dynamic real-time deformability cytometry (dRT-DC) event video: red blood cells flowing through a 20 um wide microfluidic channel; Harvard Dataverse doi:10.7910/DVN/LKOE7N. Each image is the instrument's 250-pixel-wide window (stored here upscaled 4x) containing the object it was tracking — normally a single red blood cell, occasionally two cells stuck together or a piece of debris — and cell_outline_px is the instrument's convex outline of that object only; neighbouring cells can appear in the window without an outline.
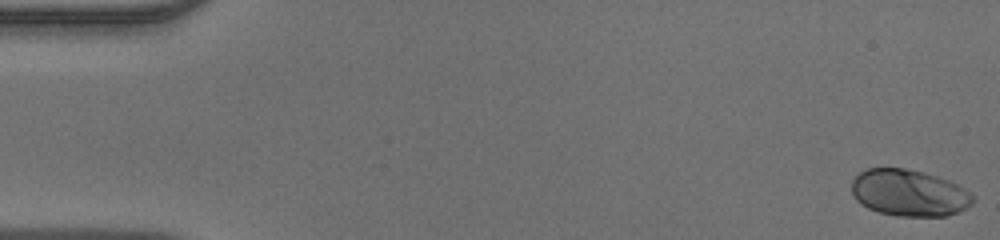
{"species": "human", "species_latin": "Homo sapiens", "temperature_condition": "warm", "stored_images_in_passage": 49, "camera_frame_rate_fps": 3000, "um_per_image_px": 0.085, "donor": {"sex": "male"}, "frame": {"image": 1, "passage_image": 1, "time_ms": 0.0, "image_size_px": [1000, 240], "cell_outline_px": [[976, 200], [972, 204], [960, 212], [944, 216], [896, 216], [880, 212], [868, 208], [860, 204], [852, 196], [852, 180], [860, 172], [868, 168], [904, 168], [924, 172], [948, 180], [964, 188]], "centroid_in_image_um": [77.26, 16.4], "position_along_channel_um": 7.7, "area_um2": 33.06}}
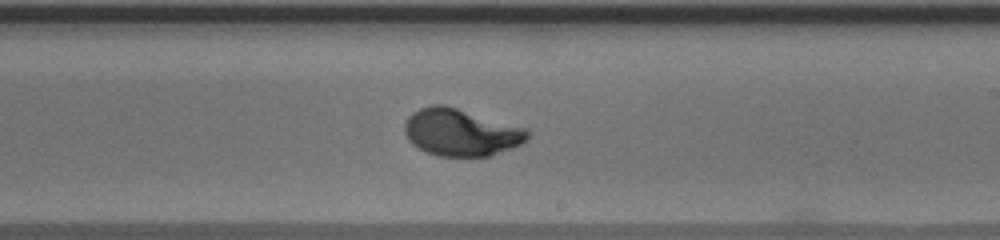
{"frame": {"image": 2, "passage_image": 29, "time_ms": 9.333, "image_size_px": [1000, 240], "cell_outline_px": [[528, 140], [520, 144], [492, 156], [436, 156], [412, 144], [408, 140], [404, 132], [404, 124], [408, 116], [412, 112], [420, 108], [432, 104], [444, 104], [528, 128]], "centroid_in_image_um": [39.17, 11.24], "position_along_channel_um": 249.8, "area_um2": 33.99}}
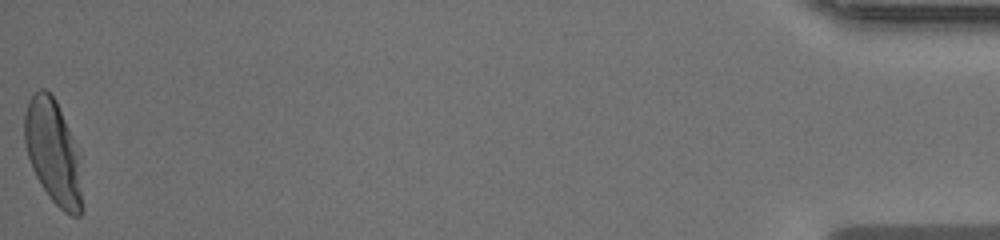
{"frame": {"image": 3, "passage_image": 49, "time_ms": 16.0, "image_size_px": [1000, 240], "cell_outline_px": [[84, 208], [80, 216], [72, 216], [64, 212], [48, 196], [40, 184], [32, 168], [28, 156], [24, 140], [24, 116], [28, 100], [40, 88], [44, 88], [56, 100], [80, 152]], "centroid_in_image_um": [4.56, 12.98], "position_along_channel_um": 430.6, "area_um2": 35.66}}